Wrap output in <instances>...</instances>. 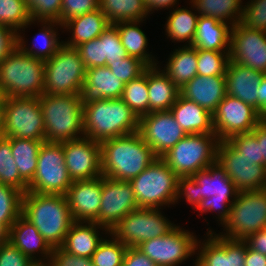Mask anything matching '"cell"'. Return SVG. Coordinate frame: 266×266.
<instances>
[{
  "mask_svg": "<svg viewBox=\"0 0 266 266\" xmlns=\"http://www.w3.org/2000/svg\"><path fill=\"white\" fill-rule=\"evenodd\" d=\"M7 239V232L0 226V242Z\"/></svg>",
  "mask_w": 266,
  "mask_h": 266,
  "instance_id": "e7e4bbea",
  "label": "cell"
},
{
  "mask_svg": "<svg viewBox=\"0 0 266 266\" xmlns=\"http://www.w3.org/2000/svg\"><path fill=\"white\" fill-rule=\"evenodd\" d=\"M45 61L16 47L0 64V95L40 97L44 93Z\"/></svg>",
  "mask_w": 266,
  "mask_h": 266,
  "instance_id": "8992f818",
  "label": "cell"
},
{
  "mask_svg": "<svg viewBox=\"0 0 266 266\" xmlns=\"http://www.w3.org/2000/svg\"><path fill=\"white\" fill-rule=\"evenodd\" d=\"M75 49L78 51L86 69L103 66V50L100 37L86 41Z\"/></svg>",
  "mask_w": 266,
  "mask_h": 266,
  "instance_id": "816d5d0a",
  "label": "cell"
},
{
  "mask_svg": "<svg viewBox=\"0 0 266 266\" xmlns=\"http://www.w3.org/2000/svg\"><path fill=\"white\" fill-rule=\"evenodd\" d=\"M206 234L208 238L202 243L197 240L195 266H245L247 243L244 240L222 237L212 230Z\"/></svg>",
  "mask_w": 266,
  "mask_h": 266,
  "instance_id": "44dd1931",
  "label": "cell"
},
{
  "mask_svg": "<svg viewBox=\"0 0 266 266\" xmlns=\"http://www.w3.org/2000/svg\"><path fill=\"white\" fill-rule=\"evenodd\" d=\"M35 266H47V264H36Z\"/></svg>",
  "mask_w": 266,
  "mask_h": 266,
  "instance_id": "03108f58",
  "label": "cell"
},
{
  "mask_svg": "<svg viewBox=\"0 0 266 266\" xmlns=\"http://www.w3.org/2000/svg\"><path fill=\"white\" fill-rule=\"evenodd\" d=\"M243 157L252 160L254 164L266 165L261 158L260 144L250 133L237 134L227 140Z\"/></svg>",
  "mask_w": 266,
  "mask_h": 266,
  "instance_id": "7dc6e473",
  "label": "cell"
},
{
  "mask_svg": "<svg viewBox=\"0 0 266 266\" xmlns=\"http://www.w3.org/2000/svg\"><path fill=\"white\" fill-rule=\"evenodd\" d=\"M84 136L93 141L138 132L139 118L122 99H102L83 105Z\"/></svg>",
  "mask_w": 266,
  "mask_h": 266,
  "instance_id": "277c9868",
  "label": "cell"
},
{
  "mask_svg": "<svg viewBox=\"0 0 266 266\" xmlns=\"http://www.w3.org/2000/svg\"><path fill=\"white\" fill-rule=\"evenodd\" d=\"M180 95L213 113L226 96L225 76L196 75L180 88Z\"/></svg>",
  "mask_w": 266,
  "mask_h": 266,
  "instance_id": "484cf974",
  "label": "cell"
},
{
  "mask_svg": "<svg viewBox=\"0 0 266 266\" xmlns=\"http://www.w3.org/2000/svg\"><path fill=\"white\" fill-rule=\"evenodd\" d=\"M196 244L197 237L192 232L175 226L166 235L144 241L136 248L157 266H179L197 254Z\"/></svg>",
  "mask_w": 266,
  "mask_h": 266,
  "instance_id": "5bb4252c",
  "label": "cell"
},
{
  "mask_svg": "<svg viewBox=\"0 0 266 266\" xmlns=\"http://www.w3.org/2000/svg\"><path fill=\"white\" fill-rule=\"evenodd\" d=\"M102 176L72 181L65 197L74 221L96 222L102 198Z\"/></svg>",
  "mask_w": 266,
  "mask_h": 266,
  "instance_id": "7402d4cb",
  "label": "cell"
},
{
  "mask_svg": "<svg viewBox=\"0 0 266 266\" xmlns=\"http://www.w3.org/2000/svg\"><path fill=\"white\" fill-rule=\"evenodd\" d=\"M102 176L131 181L158 157L138 132L101 143Z\"/></svg>",
  "mask_w": 266,
  "mask_h": 266,
  "instance_id": "7a4b0ae2",
  "label": "cell"
},
{
  "mask_svg": "<svg viewBox=\"0 0 266 266\" xmlns=\"http://www.w3.org/2000/svg\"><path fill=\"white\" fill-rule=\"evenodd\" d=\"M175 226L160 208H138L122 218L109 234L127 247H138L144 241L166 235Z\"/></svg>",
  "mask_w": 266,
  "mask_h": 266,
  "instance_id": "7c38bea8",
  "label": "cell"
},
{
  "mask_svg": "<svg viewBox=\"0 0 266 266\" xmlns=\"http://www.w3.org/2000/svg\"><path fill=\"white\" fill-rule=\"evenodd\" d=\"M98 229L109 234L105 227L96 222L74 221L61 248L72 255L91 258L99 243L104 239Z\"/></svg>",
  "mask_w": 266,
  "mask_h": 266,
  "instance_id": "4316f807",
  "label": "cell"
},
{
  "mask_svg": "<svg viewBox=\"0 0 266 266\" xmlns=\"http://www.w3.org/2000/svg\"><path fill=\"white\" fill-rule=\"evenodd\" d=\"M230 52L197 49V75L225 76Z\"/></svg>",
  "mask_w": 266,
  "mask_h": 266,
  "instance_id": "ee69618b",
  "label": "cell"
},
{
  "mask_svg": "<svg viewBox=\"0 0 266 266\" xmlns=\"http://www.w3.org/2000/svg\"><path fill=\"white\" fill-rule=\"evenodd\" d=\"M245 266H266V255H263L255 250H252L247 245L245 256Z\"/></svg>",
  "mask_w": 266,
  "mask_h": 266,
  "instance_id": "91938a15",
  "label": "cell"
},
{
  "mask_svg": "<svg viewBox=\"0 0 266 266\" xmlns=\"http://www.w3.org/2000/svg\"><path fill=\"white\" fill-rule=\"evenodd\" d=\"M7 240L36 264H47L50 260L53 248L47 243L36 227L22 214L8 230ZM39 252L42 256L41 259L40 256L38 259L35 256Z\"/></svg>",
  "mask_w": 266,
  "mask_h": 266,
  "instance_id": "603a6c76",
  "label": "cell"
},
{
  "mask_svg": "<svg viewBox=\"0 0 266 266\" xmlns=\"http://www.w3.org/2000/svg\"><path fill=\"white\" fill-rule=\"evenodd\" d=\"M238 190L216 161L182 181V196L201 213L217 211L220 224L227 220Z\"/></svg>",
  "mask_w": 266,
  "mask_h": 266,
  "instance_id": "6da1fadb",
  "label": "cell"
},
{
  "mask_svg": "<svg viewBox=\"0 0 266 266\" xmlns=\"http://www.w3.org/2000/svg\"><path fill=\"white\" fill-rule=\"evenodd\" d=\"M175 4H177V0H146L149 13L162 8H172Z\"/></svg>",
  "mask_w": 266,
  "mask_h": 266,
  "instance_id": "6125c7cd",
  "label": "cell"
},
{
  "mask_svg": "<svg viewBox=\"0 0 266 266\" xmlns=\"http://www.w3.org/2000/svg\"><path fill=\"white\" fill-rule=\"evenodd\" d=\"M17 47V32L0 24V64Z\"/></svg>",
  "mask_w": 266,
  "mask_h": 266,
  "instance_id": "11a10c76",
  "label": "cell"
},
{
  "mask_svg": "<svg viewBox=\"0 0 266 266\" xmlns=\"http://www.w3.org/2000/svg\"><path fill=\"white\" fill-rule=\"evenodd\" d=\"M121 99L132 109L138 118L149 114L147 69L138 78L125 84Z\"/></svg>",
  "mask_w": 266,
  "mask_h": 266,
  "instance_id": "f35d334b",
  "label": "cell"
},
{
  "mask_svg": "<svg viewBox=\"0 0 266 266\" xmlns=\"http://www.w3.org/2000/svg\"><path fill=\"white\" fill-rule=\"evenodd\" d=\"M86 68L75 48L62 45L53 57L45 60L44 93L79 95Z\"/></svg>",
  "mask_w": 266,
  "mask_h": 266,
  "instance_id": "30bf717a",
  "label": "cell"
},
{
  "mask_svg": "<svg viewBox=\"0 0 266 266\" xmlns=\"http://www.w3.org/2000/svg\"><path fill=\"white\" fill-rule=\"evenodd\" d=\"M32 21H57L60 24L62 0H26Z\"/></svg>",
  "mask_w": 266,
  "mask_h": 266,
  "instance_id": "c3c4849f",
  "label": "cell"
},
{
  "mask_svg": "<svg viewBox=\"0 0 266 266\" xmlns=\"http://www.w3.org/2000/svg\"><path fill=\"white\" fill-rule=\"evenodd\" d=\"M39 103L44 118L46 142L61 143L84 137L80 95L43 93L39 97Z\"/></svg>",
  "mask_w": 266,
  "mask_h": 266,
  "instance_id": "5b68a950",
  "label": "cell"
},
{
  "mask_svg": "<svg viewBox=\"0 0 266 266\" xmlns=\"http://www.w3.org/2000/svg\"><path fill=\"white\" fill-rule=\"evenodd\" d=\"M170 112L186 134L215 133L212 113L181 95Z\"/></svg>",
  "mask_w": 266,
  "mask_h": 266,
  "instance_id": "83f0119b",
  "label": "cell"
},
{
  "mask_svg": "<svg viewBox=\"0 0 266 266\" xmlns=\"http://www.w3.org/2000/svg\"><path fill=\"white\" fill-rule=\"evenodd\" d=\"M124 84L142 75L148 66L138 58L127 56L106 65Z\"/></svg>",
  "mask_w": 266,
  "mask_h": 266,
  "instance_id": "bcb514c9",
  "label": "cell"
},
{
  "mask_svg": "<svg viewBox=\"0 0 266 266\" xmlns=\"http://www.w3.org/2000/svg\"><path fill=\"white\" fill-rule=\"evenodd\" d=\"M222 226L226 233L218 235L232 240H245L250 234L266 228V188L238 192Z\"/></svg>",
  "mask_w": 266,
  "mask_h": 266,
  "instance_id": "9c48e42d",
  "label": "cell"
},
{
  "mask_svg": "<svg viewBox=\"0 0 266 266\" xmlns=\"http://www.w3.org/2000/svg\"><path fill=\"white\" fill-rule=\"evenodd\" d=\"M141 22L143 21H120L114 25L128 56L140 59L148 67L157 66L155 57L147 52L148 39L144 31L139 28Z\"/></svg>",
  "mask_w": 266,
  "mask_h": 266,
  "instance_id": "d6a6232c",
  "label": "cell"
},
{
  "mask_svg": "<svg viewBox=\"0 0 266 266\" xmlns=\"http://www.w3.org/2000/svg\"><path fill=\"white\" fill-rule=\"evenodd\" d=\"M230 61L266 74V32L241 22L230 30Z\"/></svg>",
  "mask_w": 266,
  "mask_h": 266,
  "instance_id": "d6986e66",
  "label": "cell"
},
{
  "mask_svg": "<svg viewBox=\"0 0 266 266\" xmlns=\"http://www.w3.org/2000/svg\"><path fill=\"white\" fill-rule=\"evenodd\" d=\"M110 239H103L91 259L94 266H122L127 246L110 234Z\"/></svg>",
  "mask_w": 266,
  "mask_h": 266,
  "instance_id": "7bdbcfd3",
  "label": "cell"
},
{
  "mask_svg": "<svg viewBox=\"0 0 266 266\" xmlns=\"http://www.w3.org/2000/svg\"><path fill=\"white\" fill-rule=\"evenodd\" d=\"M22 215L31 222L52 247H61L74 220L65 195L26 192Z\"/></svg>",
  "mask_w": 266,
  "mask_h": 266,
  "instance_id": "3957f363",
  "label": "cell"
},
{
  "mask_svg": "<svg viewBox=\"0 0 266 266\" xmlns=\"http://www.w3.org/2000/svg\"><path fill=\"white\" fill-rule=\"evenodd\" d=\"M101 196L98 225L105 227L109 232L128 213L139 208L129 181L102 176Z\"/></svg>",
  "mask_w": 266,
  "mask_h": 266,
  "instance_id": "ac0fdd59",
  "label": "cell"
},
{
  "mask_svg": "<svg viewBox=\"0 0 266 266\" xmlns=\"http://www.w3.org/2000/svg\"><path fill=\"white\" fill-rule=\"evenodd\" d=\"M218 143L215 133L187 134L161 159L183 181L216 162Z\"/></svg>",
  "mask_w": 266,
  "mask_h": 266,
  "instance_id": "ba28073f",
  "label": "cell"
},
{
  "mask_svg": "<svg viewBox=\"0 0 266 266\" xmlns=\"http://www.w3.org/2000/svg\"><path fill=\"white\" fill-rule=\"evenodd\" d=\"M99 37L101 38L103 50V66L128 56L122 46L117 27L114 24H109Z\"/></svg>",
  "mask_w": 266,
  "mask_h": 266,
  "instance_id": "f6af8a7d",
  "label": "cell"
},
{
  "mask_svg": "<svg viewBox=\"0 0 266 266\" xmlns=\"http://www.w3.org/2000/svg\"><path fill=\"white\" fill-rule=\"evenodd\" d=\"M36 263L25 256L7 239L0 243V266H35Z\"/></svg>",
  "mask_w": 266,
  "mask_h": 266,
  "instance_id": "f5cc1de1",
  "label": "cell"
},
{
  "mask_svg": "<svg viewBox=\"0 0 266 266\" xmlns=\"http://www.w3.org/2000/svg\"><path fill=\"white\" fill-rule=\"evenodd\" d=\"M65 165L72 181L102 176L101 144L86 136L62 142Z\"/></svg>",
  "mask_w": 266,
  "mask_h": 266,
  "instance_id": "e0dca14e",
  "label": "cell"
},
{
  "mask_svg": "<svg viewBox=\"0 0 266 266\" xmlns=\"http://www.w3.org/2000/svg\"><path fill=\"white\" fill-rule=\"evenodd\" d=\"M138 133L158 158L187 135L170 111L152 112L140 117Z\"/></svg>",
  "mask_w": 266,
  "mask_h": 266,
  "instance_id": "ffe728a7",
  "label": "cell"
},
{
  "mask_svg": "<svg viewBox=\"0 0 266 266\" xmlns=\"http://www.w3.org/2000/svg\"><path fill=\"white\" fill-rule=\"evenodd\" d=\"M99 9L112 24L120 21H144L151 14L145 0H99Z\"/></svg>",
  "mask_w": 266,
  "mask_h": 266,
  "instance_id": "8d00e7d4",
  "label": "cell"
},
{
  "mask_svg": "<svg viewBox=\"0 0 266 266\" xmlns=\"http://www.w3.org/2000/svg\"><path fill=\"white\" fill-rule=\"evenodd\" d=\"M265 74L242 64L229 61L226 68V94L257 109L260 81Z\"/></svg>",
  "mask_w": 266,
  "mask_h": 266,
  "instance_id": "d4e9b609",
  "label": "cell"
},
{
  "mask_svg": "<svg viewBox=\"0 0 266 266\" xmlns=\"http://www.w3.org/2000/svg\"><path fill=\"white\" fill-rule=\"evenodd\" d=\"M23 194L19 189L0 184V226L6 232L22 214Z\"/></svg>",
  "mask_w": 266,
  "mask_h": 266,
  "instance_id": "b9f144b4",
  "label": "cell"
},
{
  "mask_svg": "<svg viewBox=\"0 0 266 266\" xmlns=\"http://www.w3.org/2000/svg\"><path fill=\"white\" fill-rule=\"evenodd\" d=\"M260 144L261 158L266 163V118H263L251 131Z\"/></svg>",
  "mask_w": 266,
  "mask_h": 266,
  "instance_id": "680465c9",
  "label": "cell"
},
{
  "mask_svg": "<svg viewBox=\"0 0 266 266\" xmlns=\"http://www.w3.org/2000/svg\"><path fill=\"white\" fill-rule=\"evenodd\" d=\"M26 0H0V24L14 29L17 33L32 23ZM24 29V30H23Z\"/></svg>",
  "mask_w": 266,
  "mask_h": 266,
  "instance_id": "60d3db41",
  "label": "cell"
},
{
  "mask_svg": "<svg viewBox=\"0 0 266 266\" xmlns=\"http://www.w3.org/2000/svg\"><path fill=\"white\" fill-rule=\"evenodd\" d=\"M125 84L107 66L86 69L80 91L82 105L102 99H121Z\"/></svg>",
  "mask_w": 266,
  "mask_h": 266,
  "instance_id": "cb8c5ba5",
  "label": "cell"
},
{
  "mask_svg": "<svg viewBox=\"0 0 266 266\" xmlns=\"http://www.w3.org/2000/svg\"><path fill=\"white\" fill-rule=\"evenodd\" d=\"M139 208L169 207L182 197V180L157 158L130 181Z\"/></svg>",
  "mask_w": 266,
  "mask_h": 266,
  "instance_id": "52a82bcc",
  "label": "cell"
},
{
  "mask_svg": "<svg viewBox=\"0 0 266 266\" xmlns=\"http://www.w3.org/2000/svg\"><path fill=\"white\" fill-rule=\"evenodd\" d=\"M3 136L45 141L39 97H4Z\"/></svg>",
  "mask_w": 266,
  "mask_h": 266,
  "instance_id": "8fae6325",
  "label": "cell"
},
{
  "mask_svg": "<svg viewBox=\"0 0 266 266\" xmlns=\"http://www.w3.org/2000/svg\"><path fill=\"white\" fill-rule=\"evenodd\" d=\"M258 91L259 97H257V110L264 118H266V74L260 81Z\"/></svg>",
  "mask_w": 266,
  "mask_h": 266,
  "instance_id": "94428289",
  "label": "cell"
},
{
  "mask_svg": "<svg viewBox=\"0 0 266 266\" xmlns=\"http://www.w3.org/2000/svg\"><path fill=\"white\" fill-rule=\"evenodd\" d=\"M0 184L28 191V184L20 177L11 151L10 137H0Z\"/></svg>",
  "mask_w": 266,
  "mask_h": 266,
  "instance_id": "ab89813d",
  "label": "cell"
},
{
  "mask_svg": "<svg viewBox=\"0 0 266 266\" xmlns=\"http://www.w3.org/2000/svg\"><path fill=\"white\" fill-rule=\"evenodd\" d=\"M216 161L239 192L266 188V165L243 157L227 140L219 141Z\"/></svg>",
  "mask_w": 266,
  "mask_h": 266,
  "instance_id": "2e32d148",
  "label": "cell"
},
{
  "mask_svg": "<svg viewBox=\"0 0 266 266\" xmlns=\"http://www.w3.org/2000/svg\"><path fill=\"white\" fill-rule=\"evenodd\" d=\"M47 266H94V264L91 258L72 255L61 247H55Z\"/></svg>",
  "mask_w": 266,
  "mask_h": 266,
  "instance_id": "db71d44e",
  "label": "cell"
},
{
  "mask_svg": "<svg viewBox=\"0 0 266 266\" xmlns=\"http://www.w3.org/2000/svg\"><path fill=\"white\" fill-rule=\"evenodd\" d=\"M99 9V0H62L60 25L71 18L82 16Z\"/></svg>",
  "mask_w": 266,
  "mask_h": 266,
  "instance_id": "f907efd6",
  "label": "cell"
},
{
  "mask_svg": "<svg viewBox=\"0 0 266 266\" xmlns=\"http://www.w3.org/2000/svg\"><path fill=\"white\" fill-rule=\"evenodd\" d=\"M199 15L191 10L179 8L169 14L166 25V35L173 41L184 42L191 46L195 36Z\"/></svg>",
  "mask_w": 266,
  "mask_h": 266,
  "instance_id": "74e56055",
  "label": "cell"
},
{
  "mask_svg": "<svg viewBox=\"0 0 266 266\" xmlns=\"http://www.w3.org/2000/svg\"><path fill=\"white\" fill-rule=\"evenodd\" d=\"M230 30L228 23L199 16L191 46L196 49L230 52Z\"/></svg>",
  "mask_w": 266,
  "mask_h": 266,
  "instance_id": "f546056e",
  "label": "cell"
},
{
  "mask_svg": "<svg viewBox=\"0 0 266 266\" xmlns=\"http://www.w3.org/2000/svg\"><path fill=\"white\" fill-rule=\"evenodd\" d=\"M190 3L199 16L217 19L231 27L241 22L243 16L242 0H190Z\"/></svg>",
  "mask_w": 266,
  "mask_h": 266,
  "instance_id": "e575fe53",
  "label": "cell"
},
{
  "mask_svg": "<svg viewBox=\"0 0 266 266\" xmlns=\"http://www.w3.org/2000/svg\"><path fill=\"white\" fill-rule=\"evenodd\" d=\"M244 241L252 250L266 255V228L250 234Z\"/></svg>",
  "mask_w": 266,
  "mask_h": 266,
  "instance_id": "6f0895ef",
  "label": "cell"
},
{
  "mask_svg": "<svg viewBox=\"0 0 266 266\" xmlns=\"http://www.w3.org/2000/svg\"><path fill=\"white\" fill-rule=\"evenodd\" d=\"M71 184L62 142H43L38 152L36 172L28 184V192L65 195Z\"/></svg>",
  "mask_w": 266,
  "mask_h": 266,
  "instance_id": "4fadbf2b",
  "label": "cell"
},
{
  "mask_svg": "<svg viewBox=\"0 0 266 266\" xmlns=\"http://www.w3.org/2000/svg\"><path fill=\"white\" fill-rule=\"evenodd\" d=\"M213 128L219 141L237 134L250 133L264 118L256 108L226 94L212 113Z\"/></svg>",
  "mask_w": 266,
  "mask_h": 266,
  "instance_id": "9a60e30c",
  "label": "cell"
},
{
  "mask_svg": "<svg viewBox=\"0 0 266 266\" xmlns=\"http://www.w3.org/2000/svg\"><path fill=\"white\" fill-rule=\"evenodd\" d=\"M122 266H157L136 247H128Z\"/></svg>",
  "mask_w": 266,
  "mask_h": 266,
  "instance_id": "9f6ffc18",
  "label": "cell"
},
{
  "mask_svg": "<svg viewBox=\"0 0 266 266\" xmlns=\"http://www.w3.org/2000/svg\"><path fill=\"white\" fill-rule=\"evenodd\" d=\"M147 86L149 113L170 111L180 95V89L158 66L147 68Z\"/></svg>",
  "mask_w": 266,
  "mask_h": 266,
  "instance_id": "f1b7e54d",
  "label": "cell"
},
{
  "mask_svg": "<svg viewBox=\"0 0 266 266\" xmlns=\"http://www.w3.org/2000/svg\"><path fill=\"white\" fill-rule=\"evenodd\" d=\"M46 141L10 137L11 151L20 177L29 184L37 169L38 152Z\"/></svg>",
  "mask_w": 266,
  "mask_h": 266,
  "instance_id": "d590c367",
  "label": "cell"
},
{
  "mask_svg": "<svg viewBox=\"0 0 266 266\" xmlns=\"http://www.w3.org/2000/svg\"><path fill=\"white\" fill-rule=\"evenodd\" d=\"M241 23L248 28L266 32V0H250L243 8Z\"/></svg>",
  "mask_w": 266,
  "mask_h": 266,
  "instance_id": "681fc988",
  "label": "cell"
},
{
  "mask_svg": "<svg viewBox=\"0 0 266 266\" xmlns=\"http://www.w3.org/2000/svg\"><path fill=\"white\" fill-rule=\"evenodd\" d=\"M111 24L101 9L86 13L82 16L71 18L62 27L71 31L72 37L63 44L75 48L78 45L98 38L104 30Z\"/></svg>",
  "mask_w": 266,
  "mask_h": 266,
  "instance_id": "4dcf8cb0",
  "label": "cell"
},
{
  "mask_svg": "<svg viewBox=\"0 0 266 266\" xmlns=\"http://www.w3.org/2000/svg\"><path fill=\"white\" fill-rule=\"evenodd\" d=\"M39 22L43 27H41L42 29L40 32H38V34L33 38L34 43L32 47L27 48L25 43L26 41L23 39L24 36L22 37L20 35L21 32L17 33V47L27 55L45 61L53 57L58 49L63 45V41L60 42V40H58L59 37H57L58 34L55 30L57 28H53L54 26L57 27V25L62 28V25H60L57 21H37L36 23L38 24ZM37 39L41 41V45L39 44V46L36 44Z\"/></svg>",
  "mask_w": 266,
  "mask_h": 266,
  "instance_id": "836d02e7",
  "label": "cell"
},
{
  "mask_svg": "<svg viewBox=\"0 0 266 266\" xmlns=\"http://www.w3.org/2000/svg\"><path fill=\"white\" fill-rule=\"evenodd\" d=\"M5 111H4V97L0 95V137L3 136V130H4V117H5Z\"/></svg>",
  "mask_w": 266,
  "mask_h": 266,
  "instance_id": "be15d7a7",
  "label": "cell"
},
{
  "mask_svg": "<svg viewBox=\"0 0 266 266\" xmlns=\"http://www.w3.org/2000/svg\"><path fill=\"white\" fill-rule=\"evenodd\" d=\"M163 71L180 89L197 75V49L183 45L170 54Z\"/></svg>",
  "mask_w": 266,
  "mask_h": 266,
  "instance_id": "1f68e13d",
  "label": "cell"
}]
</instances>
